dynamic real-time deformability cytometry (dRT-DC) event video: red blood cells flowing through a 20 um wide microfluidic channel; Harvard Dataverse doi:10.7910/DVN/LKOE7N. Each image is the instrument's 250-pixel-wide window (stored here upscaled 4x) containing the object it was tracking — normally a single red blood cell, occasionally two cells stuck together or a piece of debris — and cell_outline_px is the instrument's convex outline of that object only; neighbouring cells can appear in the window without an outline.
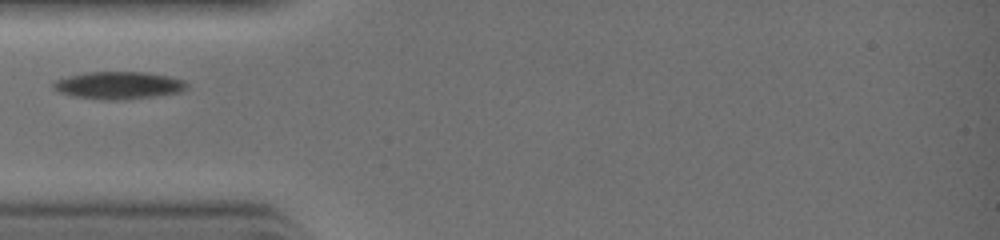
{"species": "common noctule bat (a hibernating species)", "species_latin": "Nyctalus noctula", "temperature_condition": "warm", "stored_images_in_passage": 19, "camera_frame_rate_fps": 3000, "um_per_image_px": 0.085, "animal": {"sex": "female", "body_mass_g": 19.0, "forearm_length_mm": 51.5}, "frame": {"image": 1, "passage_image": 1, "time_ms": 0.0, "image_size_px": [1000, 240], "cell_outline_px": [[188, 88], [184, 92], [124, 100], [108, 100], [72, 96], [60, 92], [52, 88], [52, 84], [56, 80], [68, 76], [88, 72], [144, 72], [168, 76], [184, 80], [188, 84]], "centroid_in_image_um": [10.12, 7.26], "position_along_channel_um": 74.9, "area_um2": 21.44}}
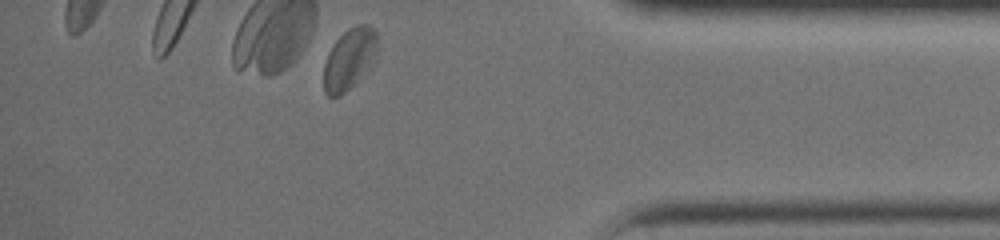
{"frame": {"image": 2, "passage_image": 19, "time_ms": 6.0, "image_size_px": [1000, 240], "cell_outline_px": [[376, 60], [340, 96], [328, 96], [324, 92], [324, 64], [328, 52], [336, 40], [348, 28], [356, 24], [368, 24], [376, 32]], "centroid_in_image_um": [29.68, 4.98], "position_along_channel_um": 405.5, "area_um2": 18.84}}